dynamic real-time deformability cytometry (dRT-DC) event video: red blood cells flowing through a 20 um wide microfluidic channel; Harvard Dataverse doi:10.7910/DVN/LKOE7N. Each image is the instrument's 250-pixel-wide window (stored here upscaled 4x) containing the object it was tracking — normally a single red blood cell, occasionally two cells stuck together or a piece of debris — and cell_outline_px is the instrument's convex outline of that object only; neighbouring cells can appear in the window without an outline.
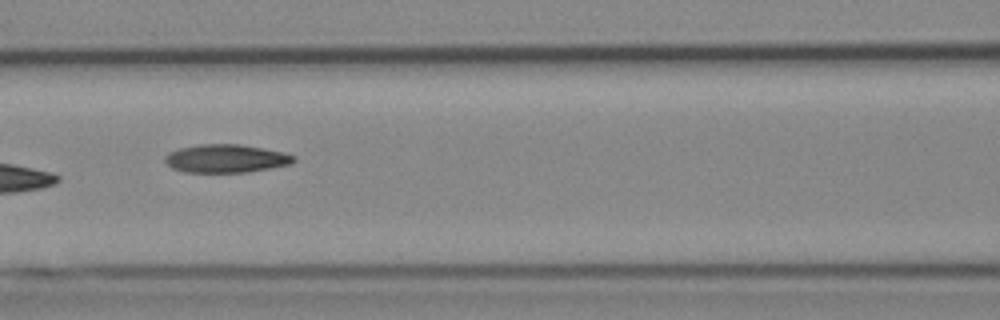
{"species": "Egyptian fruit bat (a non-hibernating species)", "species_latin": "Rousettus aegyptiacus", "temperature_condition": "cold", "stored_images_in_passage": 8, "camera_frame_rate_fps": 3000, "um_per_image_px": 0.085, "animal": {"sex": "female"}, "frame": {"image": 1, "passage_image": 5, "time_ms": 4.667, "image_size_px": [1000, 320], "cell_outline_px": [[296, 160], [292, 164], [272, 168], [248, 172], [184, 172], [172, 168], [164, 160], [164, 156], [168, 152], [180, 148], [200, 144], [240, 144], [264, 148], [284, 152], [296, 156]], "centroid_in_image_um": [19.24, 13.47], "position_along_channel_um": 147.4, "area_um2": 21.39}}
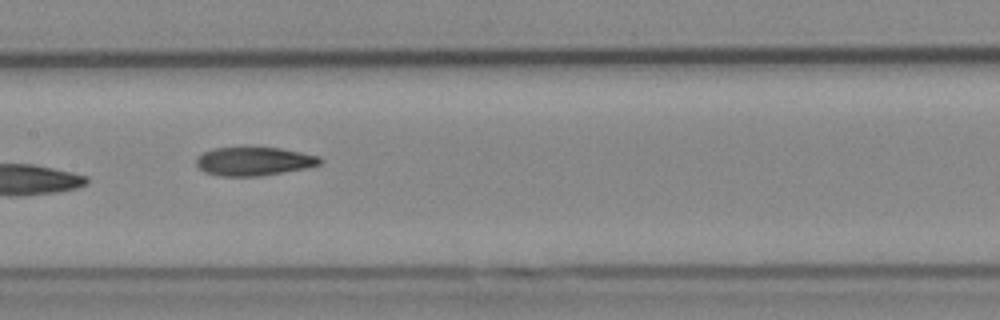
{"frame": {"image": 2, "passage_image": 6, "time_ms": 5.667, "image_size_px": [1000, 320], "cell_outline_px": [[324, 160], [320, 164], [304, 168], [260, 176], [220, 176], [204, 172], [196, 164], [196, 156], [212, 148], [280, 148], [320, 156]], "centroid_in_image_um": [21.57, 13.71], "position_along_channel_um": 185.8, "area_um2": 20.46}}